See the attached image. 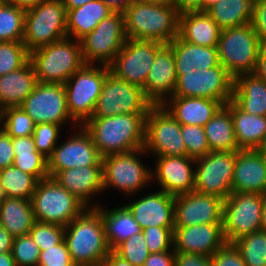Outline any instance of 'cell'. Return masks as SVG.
I'll list each match as a JSON object with an SVG mask.
<instances>
[{
  "mask_svg": "<svg viewBox=\"0 0 266 266\" xmlns=\"http://www.w3.org/2000/svg\"><path fill=\"white\" fill-rule=\"evenodd\" d=\"M147 114H117L91 117L83 127L89 132L98 154L127 153L143 149Z\"/></svg>",
  "mask_w": 266,
  "mask_h": 266,
  "instance_id": "obj_1",
  "label": "cell"
},
{
  "mask_svg": "<svg viewBox=\"0 0 266 266\" xmlns=\"http://www.w3.org/2000/svg\"><path fill=\"white\" fill-rule=\"evenodd\" d=\"M64 240L75 265H101L112 251L96 207L86 208L65 226Z\"/></svg>",
  "mask_w": 266,
  "mask_h": 266,
  "instance_id": "obj_2",
  "label": "cell"
},
{
  "mask_svg": "<svg viewBox=\"0 0 266 266\" xmlns=\"http://www.w3.org/2000/svg\"><path fill=\"white\" fill-rule=\"evenodd\" d=\"M123 15L127 38L169 44L178 36L179 13L174 6L133 1Z\"/></svg>",
  "mask_w": 266,
  "mask_h": 266,
  "instance_id": "obj_3",
  "label": "cell"
},
{
  "mask_svg": "<svg viewBox=\"0 0 266 266\" xmlns=\"http://www.w3.org/2000/svg\"><path fill=\"white\" fill-rule=\"evenodd\" d=\"M37 80L40 83L64 84L86 63L81 42L65 37L30 52Z\"/></svg>",
  "mask_w": 266,
  "mask_h": 266,
  "instance_id": "obj_4",
  "label": "cell"
},
{
  "mask_svg": "<svg viewBox=\"0 0 266 266\" xmlns=\"http://www.w3.org/2000/svg\"><path fill=\"white\" fill-rule=\"evenodd\" d=\"M31 202L36 221L63 227L87 208L51 177L37 182Z\"/></svg>",
  "mask_w": 266,
  "mask_h": 266,
  "instance_id": "obj_5",
  "label": "cell"
},
{
  "mask_svg": "<svg viewBox=\"0 0 266 266\" xmlns=\"http://www.w3.org/2000/svg\"><path fill=\"white\" fill-rule=\"evenodd\" d=\"M85 64L65 83L67 108L73 122L83 126L92 116L109 66Z\"/></svg>",
  "mask_w": 266,
  "mask_h": 266,
  "instance_id": "obj_6",
  "label": "cell"
},
{
  "mask_svg": "<svg viewBox=\"0 0 266 266\" xmlns=\"http://www.w3.org/2000/svg\"><path fill=\"white\" fill-rule=\"evenodd\" d=\"M261 47L251 23L224 29L217 44L219 62L233 78L253 73Z\"/></svg>",
  "mask_w": 266,
  "mask_h": 266,
  "instance_id": "obj_7",
  "label": "cell"
},
{
  "mask_svg": "<svg viewBox=\"0 0 266 266\" xmlns=\"http://www.w3.org/2000/svg\"><path fill=\"white\" fill-rule=\"evenodd\" d=\"M62 0H45L26 9L22 42L29 52L67 37Z\"/></svg>",
  "mask_w": 266,
  "mask_h": 266,
  "instance_id": "obj_8",
  "label": "cell"
},
{
  "mask_svg": "<svg viewBox=\"0 0 266 266\" xmlns=\"http://www.w3.org/2000/svg\"><path fill=\"white\" fill-rule=\"evenodd\" d=\"M264 195L232 192L223 203V235L226 243L262 230Z\"/></svg>",
  "mask_w": 266,
  "mask_h": 266,
  "instance_id": "obj_9",
  "label": "cell"
},
{
  "mask_svg": "<svg viewBox=\"0 0 266 266\" xmlns=\"http://www.w3.org/2000/svg\"><path fill=\"white\" fill-rule=\"evenodd\" d=\"M126 40L123 12L114 11L80 40L85 63L109 66Z\"/></svg>",
  "mask_w": 266,
  "mask_h": 266,
  "instance_id": "obj_10",
  "label": "cell"
},
{
  "mask_svg": "<svg viewBox=\"0 0 266 266\" xmlns=\"http://www.w3.org/2000/svg\"><path fill=\"white\" fill-rule=\"evenodd\" d=\"M152 105L141 87L120 80L110 72L105 77L92 117L148 114Z\"/></svg>",
  "mask_w": 266,
  "mask_h": 266,
  "instance_id": "obj_11",
  "label": "cell"
},
{
  "mask_svg": "<svg viewBox=\"0 0 266 266\" xmlns=\"http://www.w3.org/2000/svg\"><path fill=\"white\" fill-rule=\"evenodd\" d=\"M143 150L156 156H187L181 124L163 105H152L146 115Z\"/></svg>",
  "mask_w": 266,
  "mask_h": 266,
  "instance_id": "obj_12",
  "label": "cell"
},
{
  "mask_svg": "<svg viewBox=\"0 0 266 266\" xmlns=\"http://www.w3.org/2000/svg\"><path fill=\"white\" fill-rule=\"evenodd\" d=\"M143 153L147 152L137 149L102 157L103 190L113 186L129 195L144 188V185L147 186L146 184L150 183L152 171L141 162L139 157Z\"/></svg>",
  "mask_w": 266,
  "mask_h": 266,
  "instance_id": "obj_13",
  "label": "cell"
},
{
  "mask_svg": "<svg viewBox=\"0 0 266 266\" xmlns=\"http://www.w3.org/2000/svg\"><path fill=\"white\" fill-rule=\"evenodd\" d=\"M234 78L219 64L203 70L177 75L172 97H203L224 105L232 100Z\"/></svg>",
  "mask_w": 266,
  "mask_h": 266,
  "instance_id": "obj_14",
  "label": "cell"
},
{
  "mask_svg": "<svg viewBox=\"0 0 266 266\" xmlns=\"http://www.w3.org/2000/svg\"><path fill=\"white\" fill-rule=\"evenodd\" d=\"M237 151H211L196 159L194 191L225 200L232 193Z\"/></svg>",
  "mask_w": 266,
  "mask_h": 266,
  "instance_id": "obj_15",
  "label": "cell"
},
{
  "mask_svg": "<svg viewBox=\"0 0 266 266\" xmlns=\"http://www.w3.org/2000/svg\"><path fill=\"white\" fill-rule=\"evenodd\" d=\"M159 41L127 38L121 51L109 65L110 72L120 80L143 87L157 51Z\"/></svg>",
  "mask_w": 266,
  "mask_h": 266,
  "instance_id": "obj_16",
  "label": "cell"
},
{
  "mask_svg": "<svg viewBox=\"0 0 266 266\" xmlns=\"http://www.w3.org/2000/svg\"><path fill=\"white\" fill-rule=\"evenodd\" d=\"M35 124L52 123L62 125L71 121L67 108L64 84L40 83L20 106Z\"/></svg>",
  "mask_w": 266,
  "mask_h": 266,
  "instance_id": "obj_17",
  "label": "cell"
},
{
  "mask_svg": "<svg viewBox=\"0 0 266 266\" xmlns=\"http://www.w3.org/2000/svg\"><path fill=\"white\" fill-rule=\"evenodd\" d=\"M81 127V128H80ZM79 132L64 143L56 146L48 158L49 177L59 171L84 166H102V157L98 154L91 135L79 125Z\"/></svg>",
  "mask_w": 266,
  "mask_h": 266,
  "instance_id": "obj_18",
  "label": "cell"
},
{
  "mask_svg": "<svg viewBox=\"0 0 266 266\" xmlns=\"http://www.w3.org/2000/svg\"><path fill=\"white\" fill-rule=\"evenodd\" d=\"M224 200L195 191L174 196V226L222 224Z\"/></svg>",
  "mask_w": 266,
  "mask_h": 266,
  "instance_id": "obj_19",
  "label": "cell"
},
{
  "mask_svg": "<svg viewBox=\"0 0 266 266\" xmlns=\"http://www.w3.org/2000/svg\"><path fill=\"white\" fill-rule=\"evenodd\" d=\"M156 169L151 173L155 176L160 191L176 196L194 191L195 170L191 167L196 159L188 156H156Z\"/></svg>",
  "mask_w": 266,
  "mask_h": 266,
  "instance_id": "obj_20",
  "label": "cell"
},
{
  "mask_svg": "<svg viewBox=\"0 0 266 266\" xmlns=\"http://www.w3.org/2000/svg\"><path fill=\"white\" fill-rule=\"evenodd\" d=\"M225 243L222 224L174 227L173 249L175 252L211 257Z\"/></svg>",
  "mask_w": 266,
  "mask_h": 266,
  "instance_id": "obj_21",
  "label": "cell"
},
{
  "mask_svg": "<svg viewBox=\"0 0 266 266\" xmlns=\"http://www.w3.org/2000/svg\"><path fill=\"white\" fill-rule=\"evenodd\" d=\"M176 81L173 49L169 44H164L157 51L146 82L142 87L145 97L153 105H162L168 99L167 97H172Z\"/></svg>",
  "mask_w": 266,
  "mask_h": 266,
  "instance_id": "obj_22",
  "label": "cell"
},
{
  "mask_svg": "<svg viewBox=\"0 0 266 266\" xmlns=\"http://www.w3.org/2000/svg\"><path fill=\"white\" fill-rule=\"evenodd\" d=\"M125 207L141 229L151 226L174 228V196L164 191H157L134 200Z\"/></svg>",
  "mask_w": 266,
  "mask_h": 266,
  "instance_id": "obj_23",
  "label": "cell"
},
{
  "mask_svg": "<svg viewBox=\"0 0 266 266\" xmlns=\"http://www.w3.org/2000/svg\"><path fill=\"white\" fill-rule=\"evenodd\" d=\"M232 192L266 195V157L256 149L237 151Z\"/></svg>",
  "mask_w": 266,
  "mask_h": 266,
  "instance_id": "obj_24",
  "label": "cell"
},
{
  "mask_svg": "<svg viewBox=\"0 0 266 266\" xmlns=\"http://www.w3.org/2000/svg\"><path fill=\"white\" fill-rule=\"evenodd\" d=\"M53 178L87 208H91V195L103 191L102 166L69 168L59 171Z\"/></svg>",
  "mask_w": 266,
  "mask_h": 266,
  "instance_id": "obj_25",
  "label": "cell"
},
{
  "mask_svg": "<svg viewBox=\"0 0 266 266\" xmlns=\"http://www.w3.org/2000/svg\"><path fill=\"white\" fill-rule=\"evenodd\" d=\"M162 105L181 125L201 127L224 106L218 100L203 97H170Z\"/></svg>",
  "mask_w": 266,
  "mask_h": 266,
  "instance_id": "obj_26",
  "label": "cell"
},
{
  "mask_svg": "<svg viewBox=\"0 0 266 266\" xmlns=\"http://www.w3.org/2000/svg\"><path fill=\"white\" fill-rule=\"evenodd\" d=\"M221 31L206 11H189L179 14L178 36L186 42L215 47Z\"/></svg>",
  "mask_w": 266,
  "mask_h": 266,
  "instance_id": "obj_27",
  "label": "cell"
},
{
  "mask_svg": "<svg viewBox=\"0 0 266 266\" xmlns=\"http://www.w3.org/2000/svg\"><path fill=\"white\" fill-rule=\"evenodd\" d=\"M169 45L175 57V71L177 75H184L191 70H203L218 66L219 56L217 46L205 47L182 40L177 36Z\"/></svg>",
  "mask_w": 266,
  "mask_h": 266,
  "instance_id": "obj_28",
  "label": "cell"
},
{
  "mask_svg": "<svg viewBox=\"0 0 266 266\" xmlns=\"http://www.w3.org/2000/svg\"><path fill=\"white\" fill-rule=\"evenodd\" d=\"M37 83L30 60L23 67L0 76V105L3 109L20 107Z\"/></svg>",
  "mask_w": 266,
  "mask_h": 266,
  "instance_id": "obj_29",
  "label": "cell"
},
{
  "mask_svg": "<svg viewBox=\"0 0 266 266\" xmlns=\"http://www.w3.org/2000/svg\"><path fill=\"white\" fill-rule=\"evenodd\" d=\"M232 101L248 114L266 116V83L253 73L236 76Z\"/></svg>",
  "mask_w": 266,
  "mask_h": 266,
  "instance_id": "obj_30",
  "label": "cell"
},
{
  "mask_svg": "<svg viewBox=\"0 0 266 266\" xmlns=\"http://www.w3.org/2000/svg\"><path fill=\"white\" fill-rule=\"evenodd\" d=\"M66 11L67 37L71 38L73 36V39L79 41L91 33L103 19L114 12L102 0H92L81 7Z\"/></svg>",
  "mask_w": 266,
  "mask_h": 266,
  "instance_id": "obj_31",
  "label": "cell"
},
{
  "mask_svg": "<svg viewBox=\"0 0 266 266\" xmlns=\"http://www.w3.org/2000/svg\"><path fill=\"white\" fill-rule=\"evenodd\" d=\"M225 106L231 112L238 147L241 150L257 149L266 134V116L248 114L232 100Z\"/></svg>",
  "mask_w": 266,
  "mask_h": 266,
  "instance_id": "obj_32",
  "label": "cell"
},
{
  "mask_svg": "<svg viewBox=\"0 0 266 266\" xmlns=\"http://www.w3.org/2000/svg\"><path fill=\"white\" fill-rule=\"evenodd\" d=\"M35 222L31 200L4 198L0 205V226L14 238L28 235Z\"/></svg>",
  "mask_w": 266,
  "mask_h": 266,
  "instance_id": "obj_33",
  "label": "cell"
},
{
  "mask_svg": "<svg viewBox=\"0 0 266 266\" xmlns=\"http://www.w3.org/2000/svg\"><path fill=\"white\" fill-rule=\"evenodd\" d=\"M95 207L101 212L106 239L111 250L132 235L142 232L141 227L125 206L110 210L103 209L99 204L92 206V208Z\"/></svg>",
  "mask_w": 266,
  "mask_h": 266,
  "instance_id": "obj_34",
  "label": "cell"
},
{
  "mask_svg": "<svg viewBox=\"0 0 266 266\" xmlns=\"http://www.w3.org/2000/svg\"><path fill=\"white\" fill-rule=\"evenodd\" d=\"M210 151L241 150L236 142L230 110L224 105L204 126Z\"/></svg>",
  "mask_w": 266,
  "mask_h": 266,
  "instance_id": "obj_35",
  "label": "cell"
},
{
  "mask_svg": "<svg viewBox=\"0 0 266 266\" xmlns=\"http://www.w3.org/2000/svg\"><path fill=\"white\" fill-rule=\"evenodd\" d=\"M13 165L24 173L33 175L38 181L48 178V159L35 148L33 136L12 138Z\"/></svg>",
  "mask_w": 266,
  "mask_h": 266,
  "instance_id": "obj_36",
  "label": "cell"
},
{
  "mask_svg": "<svg viewBox=\"0 0 266 266\" xmlns=\"http://www.w3.org/2000/svg\"><path fill=\"white\" fill-rule=\"evenodd\" d=\"M254 0H219L206 12L221 29L241 27L252 21Z\"/></svg>",
  "mask_w": 266,
  "mask_h": 266,
  "instance_id": "obj_37",
  "label": "cell"
},
{
  "mask_svg": "<svg viewBox=\"0 0 266 266\" xmlns=\"http://www.w3.org/2000/svg\"><path fill=\"white\" fill-rule=\"evenodd\" d=\"M38 180L14 165L0 170V184L5 197L31 200Z\"/></svg>",
  "mask_w": 266,
  "mask_h": 266,
  "instance_id": "obj_38",
  "label": "cell"
},
{
  "mask_svg": "<svg viewBox=\"0 0 266 266\" xmlns=\"http://www.w3.org/2000/svg\"><path fill=\"white\" fill-rule=\"evenodd\" d=\"M24 8L0 2V42L22 41L25 24Z\"/></svg>",
  "mask_w": 266,
  "mask_h": 266,
  "instance_id": "obj_39",
  "label": "cell"
},
{
  "mask_svg": "<svg viewBox=\"0 0 266 266\" xmlns=\"http://www.w3.org/2000/svg\"><path fill=\"white\" fill-rule=\"evenodd\" d=\"M246 266H266V231L259 230L233 242Z\"/></svg>",
  "mask_w": 266,
  "mask_h": 266,
  "instance_id": "obj_40",
  "label": "cell"
},
{
  "mask_svg": "<svg viewBox=\"0 0 266 266\" xmlns=\"http://www.w3.org/2000/svg\"><path fill=\"white\" fill-rule=\"evenodd\" d=\"M2 128L11 138L33 135L35 123L21 107H8L3 109Z\"/></svg>",
  "mask_w": 266,
  "mask_h": 266,
  "instance_id": "obj_41",
  "label": "cell"
},
{
  "mask_svg": "<svg viewBox=\"0 0 266 266\" xmlns=\"http://www.w3.org/2000/svg\"><path fill=\"white\" fill-rule=\"evenodd\" d=\"M30 60V52L22 41L0 42V76L23 67Z\"/></svg>",
  "mask_w": 266,
  "mask_h": 266,
  "instance_id": "obj_42",
  "label": "cell"
},
{
  "mask_svg": "<svg viewBox=\"0 0 266 266\" xmlns=\"http://www.w3.org/2000/svg\"><path fill=\"white\" fill-rule=\"evenodd\" d=\"M112 251L134 266H143L150 254L142 232L132 235Z\"/></svg>",
  "mask_w": 266,
  "mask_h": 266,
  "instance_id": "obj_43",
  "label": "cell"
},
{
  "mask_svg": "<svg viewBox=\"0 0 266 266\" xmlns=\"http://www.w3.org/2000/svg\"><path fill=\"white\" fill-rule=\"evenodd\" d=\"M181 135L186 146L188 157L198 159L211 152L204 127L181 125Z\"/></svg>",
  "mask_w": 266,
  "mask_h": 266,
  "instance_id": "obj_44",
  "label": "cell"
},
{
  "mask_svg": "<svg viewBox=\"0 0 266 266\" xmlns=\"http://www.w3.org/2000/svg\"><path fill=\"white\" fill-rule=\"evenodd\" d=\"M12 255L16 266H38L40 248L29 234L22 235L14 238Z\"/></svg>",
  "mask_w": 266,
  "mask_h": 266,
  "instance_id": "obj_45",
  "label": "cell"
},
{
  "mask_svg": "<svg viewBox=\"0 0 266 266\" xmlns=\"http://www.w3.org/2000/svg\"><path fill=\"white\" fill-rule=\"evenodd\" d=\"M65 227L36 221L29 232L41 250L54 247L64 240Z\"/></svg>",
  "mask_w": 266,
  "mask_h": 266,
  "instance_id": "obj_46",
  "label": "cell"
},
{
  "mask_svg": "<svg viewBox=\"0 0 266 266\" xmlns=\"http://www.w3.org/2000/svg\"><path fill=\"white\" fill-rule=\"evenodd\" d=\"M62 125L40 123L35 125L33 140L36 150L47 159L52 155L60 135Z\"/></svg>",
  "mask_w": 266,
  "mask_h": 266,
  "instance_id": "obj_47",
  "label": "cell"
},
{
  "mask_svg": "<svg viewBox=\"0 0 266 266\" xmlns=\"http://www.w3.org/2000/svg\"><path fill=\"white\" fill-rule=\"evenodd\" d=\"M149 253H161L173 249L174 228L151 226L142 229Z\"/></svg>",
  "mask_w": 266,
  "mask_h": 266,
  "instance_id": "obj_48",
  "label": "cell"
},
{
  "mask_svg": "<svg viewBox=\"0 0 266 266\" xmlns=\"http://www.w3.org/2000/svg\"><path fill=\"white\" fill-rule=\"evenodd\" d=\"M38 266H76L68 251L65 240L54 247L40 251Z\"/></svg>",
  "mask_w": 266,
  "mask_h": 266,
  "instance_id": "obj_49",
  "label": "cell"
},
{
  "mask_svg": "<svg viewBox=\"0 0 266 266\" xmlns=\"http://www.w3.org/2000/svg\"><path fill=\"white\" fill-rule=\"evenodd\" d=\"M214 266H246L233 243H225L211 256Z\"/></svg>",
  "mask_w": 266,
  "mask_h": 266,
  "instance_id": "obj_50",
  "label": "cell"
},
{
  "mask_svg": "<svg viewBox=\"0 0 266 266\" xmlns=\"http://www.w3.org/2000/svg\"><path fill=\"white\" fill-rule=\"evenodd\" d=\"M251 25L261 46H266V0H254Z\"/></svg>",
  "mask_w": 266,
  "mask_h": 266,
  "instance_id": "obj_51",
  "label": "cell"
},
{
  "mask_svg": "<svg viewBox=\"0 0 266 266\" xmlns=\"http://www.w3.org/2000/svg\"><path fill=\"white\" fill-rule=\"evenodd\" d=\"M14 156L12 138L2 128L0 129V170L12 166Z\"/></svg>",
  "mask_w": 266,
  "mask_h": 266,
  "instance_id": "obj_52",
  "label": "cell"
},
{
  "mask_svg": "<svg viewBox=\"0 0 266 266\" xmlns=\"http://www.w3.org/2000/svg\"><path fill=\"white\" fill-rule=\"evenodd\" d=\"M175 266H214L211 257L176 252Z\"/></svg>",
  "mask_w": 266,
  "mask_h": 266,
  "instance_id": "obj_53",
  "label": "cell"
},
{
  "mask_svg": "<svg viewBox=\"0 0 266 266\" xmlns=\"http://www.w3.org/2000/svg\"><path fill=\"white\" fill-rule=\"evenodd\" d=\"M174 249L161 253H150L143 266H175Z\"/></svg>",
  "mask_w": 266,
  "mask_h": 266,
  "instance_id": "obj_54",
  "label": "cell"
},
{
  "mask_svg": "<svg viewBox=\"0 0 266 266\" xmlns=\"http://www.w3.org/2000/svg\"><path fill=\"white\" fill-rule=\"evenodd\" d=\"M177 12L202 11V0H173Z\"/></svg>",
  "mask_w": 266,
  "mask_h": 266,
  "instance_id": "obj_55",
  "label": "cell"
},
{
  "mask_svg": "<svg viewBox=\"0 0 266 266\" xmlns=\"http://www.w3.org/2000/svg\"><path fill=\"white\" fill-rule=\"evenodd\" d=\"M253 74L266 83V46H262L259 50Z\"/></svg>",
  "mask_w": 266,
  "mask_h": 266,
  "instance_id": "obj_56",
  "label": "cell"
},
{
  "mask_svg": "<svg viewBox=\"0 0 266 266\" xmlns=\"http://www.w3.org/2000/svg\"><path fill=\"white\" fill-rule=\"evenodd\" d=\"M14 237L2 226H0V253L12 251Z\"/></svg>",
  "mask_w": 266,
  "mask_h": 266,
  "instance_id": "obj_57",
  "label": "cell"
},
{
  "mask_svg": "<svg viewBox=\"0 0 266 266\" xmlns=\"http://www.w3.org/2000/svg\"><path fill=\"white\" fill-rule=\"evenodd\" d=\"M101 266H134L130 262L120 258L113 251L104 259Z\"/></svg>",
  "mask_w": 266,
  "mask_h": 266,
  "instance_id": "obj_58",
  "label": "cell"
},
{
  "mask_svg": "<svg viewBox=\"0 0 266 266\" xmlns=\"http://www.w3.org/2000/svg\"><path fill=\"white\" fill-rule=\"evenodd\" d=\"M112 10L123 12L134 0H102Z\"/></svg>",
  "mask_w": 266,
  "mask_h": 266,
  "instance_id": "obj_59",
  "label": "cell"
},
{
  "mask_svg": "<svg viewBox=\"0 0 266 266\" xmlns=\"http://www.w3.org/2000/svg\"><path fill=\"white\" fill-rule=\"evenodd\" d=\"M7 3L13 4L15 6L29 9L31 7H34L35 5H38L40 2L45 0H4Z\"/></svg>",
  "mask_w": 266,
  "mask_h": 266,
  "instance_id": "obj_60",
  "label": "cell"
},
{
  "mask_svg": "<svg viewBox=\"0 0 266 266\" xmlns=\"http://www.w3.org/2000/svg\"><path fill=\"white\" fill-rule=\"evenodd\" d=\"M0 266H16L12 251L0 253Z\"/></svg>",
  "mask_w": 266,
  "mask_h": 266,
  "instance_id": "obj_61",
  "label": "cell"
},
{
  "mask_svg": "<svg viewBox=\"0 0 266 266\" xmlns=\"http://www.w3.org/2000/svg\"><path fill=\"white\" fill-rule=\"evenodd\" d=\"M62 1H63V5L65 6L66 10H70L76 7H81L84 4L92 0H62Z\"/></svg>",
  "mask_w": 266,
  "mask_h": 266,
  "instance_id": "obj_62",
  "label": "cell"
},
{
  "mask_svg": "<svg viewBox=\"0 0 266 266\" xmlns=\"http://www.w3.org/2000/svg\"><path fill=\"white\" fill-rule=\"evenodd\" d=\"M134 1L157 3V4L173 6V0H134Z\"/></svg>",
  "mask_w": 266,
  "mask_h": 266,
  "instance_id": "obj_63",
  "label": "cell"
},
{
  "mask_svg": "<svg viewBox=\"0 0 266 266\" xmlns=\"http://www.w3.org/2000/svg\"><path fill=\"white\" fill-rule=\"evenodd\" d=\"M262 230L266 231V195H264L263 207H262Z\"/></svg>",
  "mask_w": 266,
  "mask_h": 266,
  "instance_id": "obj_64",
  "label": "cell"
},
{
  "mask_svg": "<svg viewBox=\"0 0 266 266\" xmlns=\"http://www.w3.org/2000/svg\"><path fill=\"white\" fill-rule=\"evenodd\" d=\"M219 0H202V11H207L211 6L216 4Z\"/></svg>",
  "mask_w": 266,
  "mask_h": 266,
  "instance_id": "obj_65",
  "label": "cell"
},
{
  "mask_svg": "<svg viewBox=\"0 0 266 266\" xmlns=\"http://www.w3.org/2000/svg\"><path fill=\"white\" fill-rule=\"evenodd\" d=\"M259 153H262L266 157V134L260 143V145L256 149Z\"/></svg>",
  "mask_w": 266,
  "mask_h": 266,
  "instance_id": "obj_66",
  "label": "cell"
},
{
  "mask_svg": "<svg viewBox=\"0 0 266 266\" xmlns=\"http://www.w3.org/2000/svg\"><path fill=\"white\" fill-rule=\"evenodd\" d=\"M2 123H3V108L0 105V129H2V126H3L1 125Z\"/></svg>",
  "mask_w": 266,
  "mask_h": 266,
  "instance_id": "obj_67",
  "label": "cell"
},
{
  "mask_svg": "<svg viewBox=\"0 0 266 266\" xmlns=\"http://www.w3.org/2000/svg\"><path fill=\"white\" fill-rule=\"evenodd\" d=\"M5 198L3 189L1 188V184H0V205L2 204L3 200Z\"/></svg>",
  "mask_w": 266,
  "mask_h": 266,
  "instance_id": "obj_68",
  "label": "cell"
},
{
  "mask_svg": "<svg viewBox=\"0 0 266 266\" xmlns=\"http://www.w3.org/2000/svg\"><path fill=\"white\" fill-rule=\"evenodd\" d=\"M76 266H101V265H76Z\"/></svg>",
  "mask_w": 266,
  "mask_h": 266,
  "instance_id": "obj_69",
  "label": "cell"
}]
</instances>
